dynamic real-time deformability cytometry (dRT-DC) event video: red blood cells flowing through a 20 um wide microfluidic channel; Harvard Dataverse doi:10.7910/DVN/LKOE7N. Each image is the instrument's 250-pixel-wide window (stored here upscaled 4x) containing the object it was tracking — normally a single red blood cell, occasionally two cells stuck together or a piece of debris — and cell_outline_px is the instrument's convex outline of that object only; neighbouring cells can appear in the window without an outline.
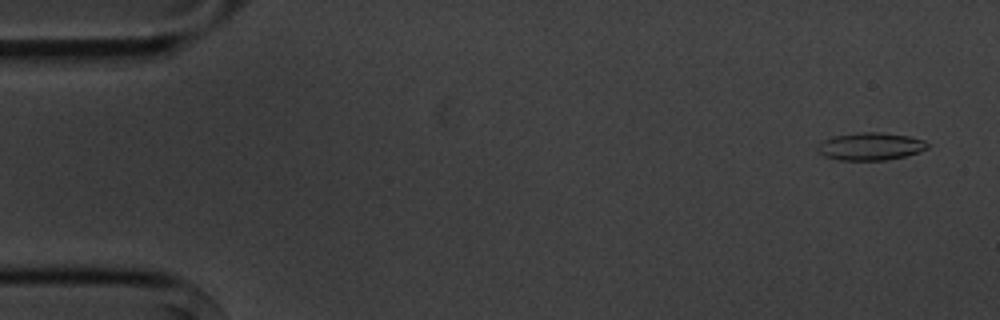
{"species": "common noctule bat (a hibernating species)", "species_latin": "Nyctalus noctula", "temperature_condition": "cold", "stored_images_in_passage": 5, "camera_frame_rate_fps": 3000, "um_per_image_px": 0.085, "animal": {"sex": "male", "body_mass_g": 20.1, "forearm_length_mm": 53.5}, "frame": {"image": 1, "passage_image": 1, "time_ms": 0.0, "image_size_px": [1000, 320], "cell_outline_px": [[928, 148], [904, 156], [884, 160], [840, 160], [824, 156], [816, 148], [824, 140], [832, 136], [856, 132], [884, 132], [908, 136], [924, 140], [928, 144]], "centroid_in_image_um": [73.97, 12.43], "position_along_channel_um": 11.0, "area_um2": 17.57}}